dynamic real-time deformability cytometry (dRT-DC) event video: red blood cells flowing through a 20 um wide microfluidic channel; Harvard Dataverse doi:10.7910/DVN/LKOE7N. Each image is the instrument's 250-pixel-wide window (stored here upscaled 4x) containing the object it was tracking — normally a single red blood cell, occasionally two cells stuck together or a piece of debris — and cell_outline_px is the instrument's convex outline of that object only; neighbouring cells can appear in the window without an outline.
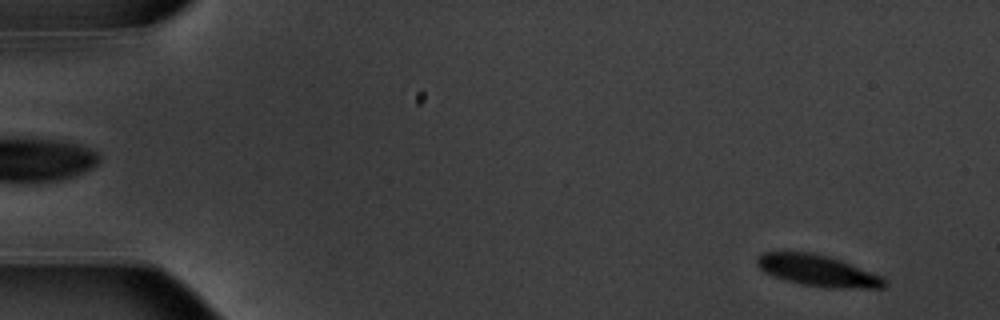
{"species": "common noctule bat (a hibernating species)", "species_latin": "Nyctalus noctula", "temperature_condition": "warm", "stored_images_in_passage": 51, "segment_of_instrument_passage": [1, 2], "camera_frame_rate_fps": 3000, "um_per_image_px": 0.085, "animal": {"sex": "male", "body_mass_g": 20.1, "forearm_length_mm": 53.5}, "frame": {"image": 1, "passage_image": 4, "time_ms": 1.0, "image_size_px": [1000, 320], "cell_outline_px": [[888, 284], [884, 288], [836, 288], [800, 284], [784, 280], [764, 272], [756, 264], [756, 256], [760, 252], [812, 252], [828, 256], [840, 260], [884, 276]], "centroid_in_image_um": [69.52, 23.0], "position_along_channel_um": 15.5, "area_um2": 23.47}}
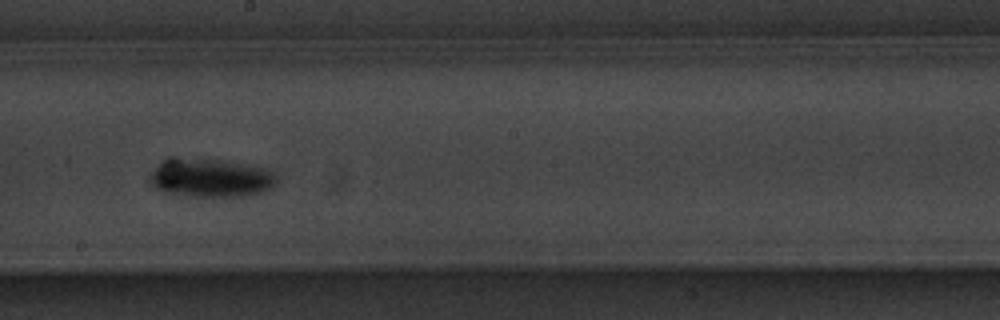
{"frame": {"image": 2, "passage_image": 31, "time_ms": 10.0, "image_size_px": [1000, 320], "cell_outline_px": [[276, 184], [272, 188], [264, 192], [244, 196], [192, 196], [160, 192], [148, 180], [148, 176], [160, 160], [168, 156], [176, 156], [216, 160], [244, 164], [264, 168], [272, 172], [276, 176]], "centroid_in_image_um": [17.81, 15.1], "position_along_channel_um": 230.4, "area_um2": 29.02}}
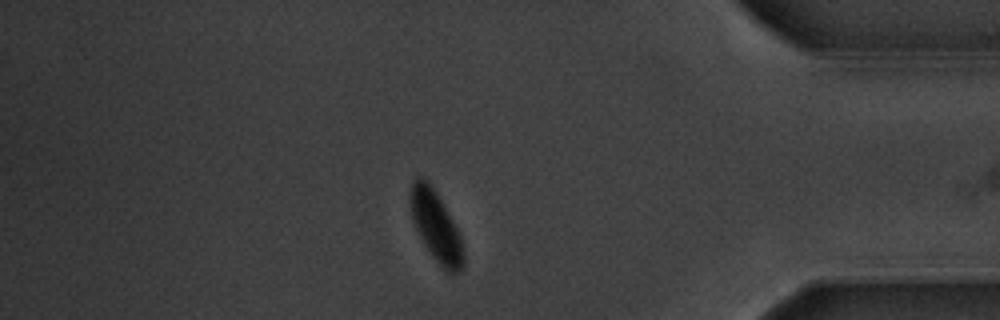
{"frame": {"image": 3, "passage_image": 47, "time_ms": 15.333, "image_size_px": [1000, 320], "cell_outline_px": [[464, 264], [460, 272], [452, 276], [432, 256], [424, 244], [416, 228], [412, 216], [408, 200], [408, 196], [412, 180], [416, 176], [424, 176], [428, 180], [436, 192], [460, 232], [464, 252]], "centroid_in_image_um": [37.05, 19.2], "position_along_channel_um": 398.1, "area_um2": 22.14}}